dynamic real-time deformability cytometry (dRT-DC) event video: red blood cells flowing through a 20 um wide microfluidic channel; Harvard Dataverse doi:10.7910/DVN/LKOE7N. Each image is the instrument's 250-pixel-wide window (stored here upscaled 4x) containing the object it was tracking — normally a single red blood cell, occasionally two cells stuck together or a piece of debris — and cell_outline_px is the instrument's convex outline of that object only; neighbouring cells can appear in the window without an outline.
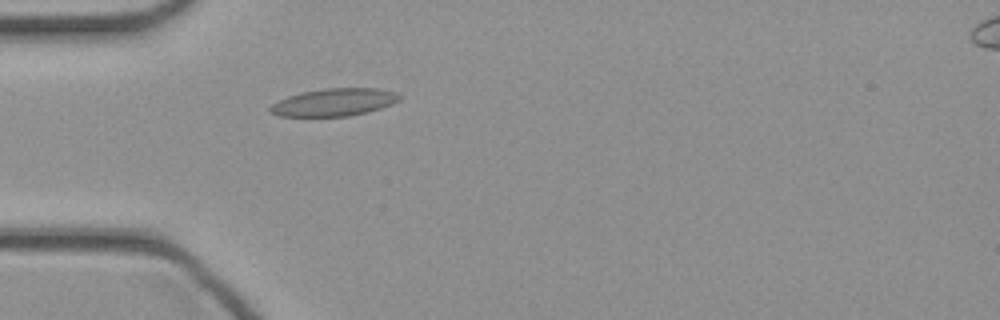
{"species": "common noctule bat (a hibernating species)", "species_latin": "Nyctalus noctula", "temperature_condition": "cold", "stored_images_in_passage": 46, "camera_frame_rate_fps": 3000, "um_per_image_px": 0.085, "animal": {"sex": "female", "body_mass_g": 21.9}, "frame": {"image": 1, "passage_image": 14, "time_ms": 4.333, "image_size_px": [1000, 320], "cell_outline_px": [[404, 96], [400, 100], [392, 104], [368, 112], [348, 116], [280, 116], [268, 112], [268, 108], [272, 104], [288, 96], [300, 92], [324, 88], [376, 88], [396, 92]], "centroid_in_image_um": [28.42, 8.68], "position_along_channel_um": 56.6, "area_um2": 20.92}}
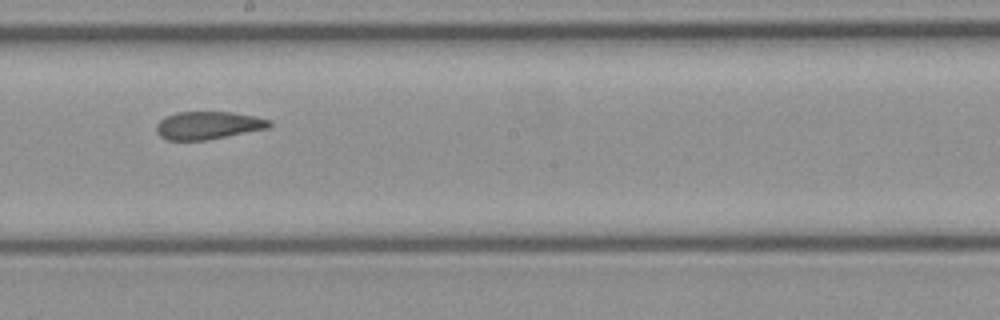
{"frame": {"image": 2, "passage_image": 26, "time_ms": 8.333, "image_size_px": [1000, 320], "cell_outline_px": [[272, 124], [268, 128], [208, 140], [168, 140], [160, 136], [156, 132], [156, 124], [164, 116], [176, 112], [232, 112], [272, 120]], "centroid_in_image_um": [17.66, 10.65], "position_along_channel_um": 230.5, "area_um2": 18.38}}
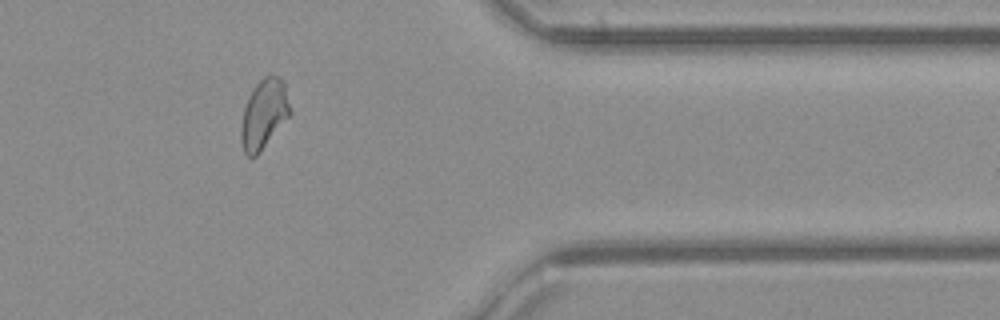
{"frame": {"image": 3, "passage_image": 38, "time_ms": 12.333, "image_size_px": [1000, 320], "cell_outline_px": [[292, 112], [260, 152], [256, 156], [248, 156], [244, 152], [240, 140], [240, 128], [244, 108], [248, 96], [256, 84], [264, 76], [280, 76], [284, 84]], "centroid_in_image_um": [22.42, 9.7], "position_along_channel_um": 389.0, "area_um2": 19.71}}